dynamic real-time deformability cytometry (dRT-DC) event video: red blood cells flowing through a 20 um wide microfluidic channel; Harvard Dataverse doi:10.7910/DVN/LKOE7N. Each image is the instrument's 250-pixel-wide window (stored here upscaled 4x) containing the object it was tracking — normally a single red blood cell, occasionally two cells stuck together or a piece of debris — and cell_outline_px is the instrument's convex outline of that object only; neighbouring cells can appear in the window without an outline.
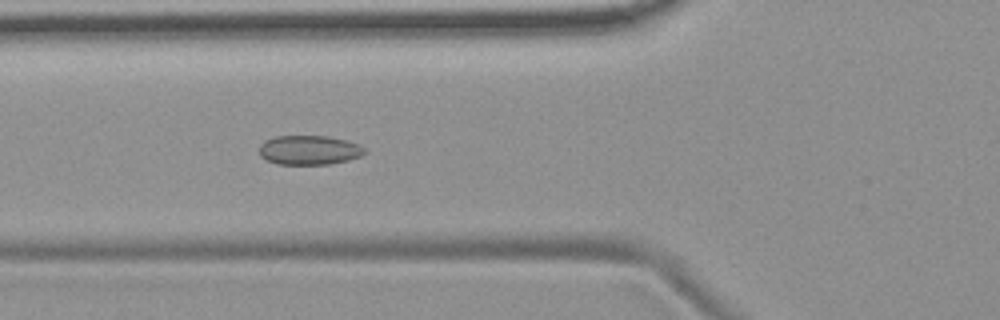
{"species": "common noctule bat (a hibernating species)", "species_latin": "Nyctalus noctula", "temperature_condition": "room temperature", "stored_images_in_passage": 6, "camera_frame_rate_fps": 3000, "um_per_image_px": 0.085, "animal": {"sex": "female", "body_mass_g": 19.9}, "frame": {"image": 1, "passage_image": 6, "time_ms": 6.0, "image_size_px": [1000, 320], "cell_outline_px": [[368, 152], [360, 156], [348, 160], [328, 164], [276, 164], [264, 160], [260, 156], [260, 144], [264, 140], [276, 136], [328, 136], [348, 140], [360, 144]], "centroid_in_image_um": [26.28, 12.75], "position_along_channel_um": 99.5, "area_um2": 18.26}}